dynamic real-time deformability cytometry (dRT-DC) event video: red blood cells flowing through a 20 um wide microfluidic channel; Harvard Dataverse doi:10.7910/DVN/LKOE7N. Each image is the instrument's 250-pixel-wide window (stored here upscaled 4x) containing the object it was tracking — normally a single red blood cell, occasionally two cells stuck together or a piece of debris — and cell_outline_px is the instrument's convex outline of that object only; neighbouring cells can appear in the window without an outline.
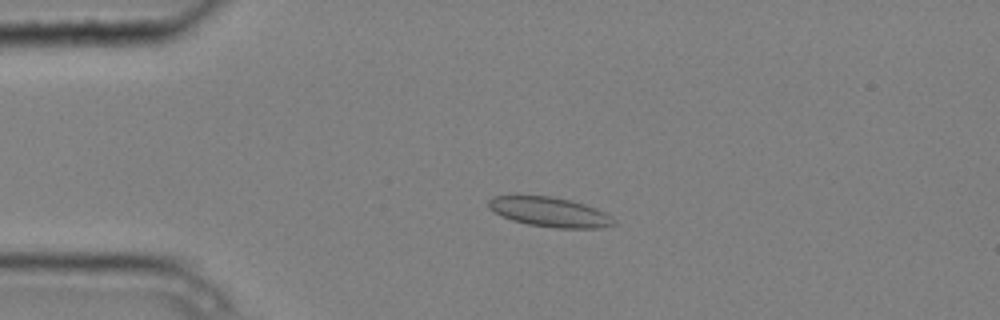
{"species": "common noctule bat (a hibernating species)", "species_latin": "Nyctalus noctula", "temperature_condition": "cold", "stored_images_in_passage": 4, "camera_frame_rate_fps": 3000, "um_per_image_px": 0.085, "animal": {"sex": "male", "body_mass_g": 20.4}, "frame": {"image": 1, "passage_image": 3, "time_ms": 0.667, "image_size_px": [1000, 320], "cell_outline_px": [[616, 224], [600, 228], [556, 228], [528, 224], [512, 220], [488, 208], [488, 200], [492, 196], [552, 196], [572, 200], [596, 208], [612, 216], [616, 220]], "centroid_in_image_um": [46.77, 18.02], "position_along_channel_um": 38.2, "area_um2": 21.62}}